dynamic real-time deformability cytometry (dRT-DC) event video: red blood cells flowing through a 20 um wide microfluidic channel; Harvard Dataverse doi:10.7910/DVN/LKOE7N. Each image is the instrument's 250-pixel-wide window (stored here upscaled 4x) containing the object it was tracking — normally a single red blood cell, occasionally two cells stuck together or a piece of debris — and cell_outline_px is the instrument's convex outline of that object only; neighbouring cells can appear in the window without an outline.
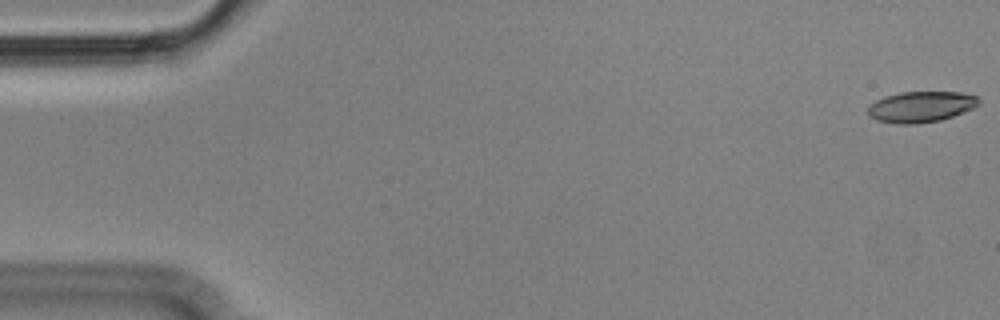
{"species": "Egyptian fruit bat (a non-hibernating species)", "species_latin": "Rousettus aegyptiacus", "temperature_condition": "cold", "stored_images_in_passage": 13, "camera_frame_rate_fps": 3000, "um_per_image_px": 0.085, "animal": {"sex": "male"}, "frame": {"image": 1, "passage_image": 1, "time_ms": 0.0, "image_size_px": [1000, 320], "cell_outline_px": [[980, 104], [972, 108], [952, 116], [940, 120], [916, 124], [896, 124], [876, 120], [868, 116], [868, 108], [876, 100], [900, 92], [960, 92], [976, 96], [980, 100]], "centroid_in_image_um": [78.27, 9.08], "position_along_channel_um": 6.7, "area_um2": 19.83}}